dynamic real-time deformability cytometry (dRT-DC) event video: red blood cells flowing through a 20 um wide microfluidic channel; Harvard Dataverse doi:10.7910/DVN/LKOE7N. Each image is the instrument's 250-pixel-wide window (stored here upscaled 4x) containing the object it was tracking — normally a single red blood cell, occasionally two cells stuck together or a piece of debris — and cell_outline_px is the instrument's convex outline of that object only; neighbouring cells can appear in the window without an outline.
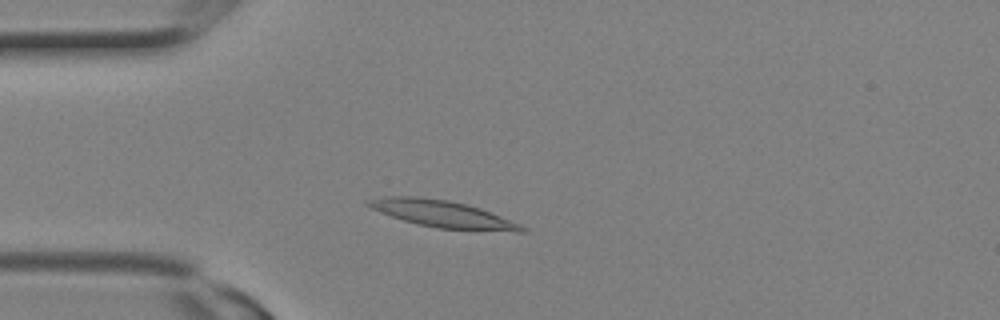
{"species": "Egyptian fruit bat (a non-hibernating species)", "species_latin": "Rousettus aegyptiacus", "temperature_condition": "room temperature", "stored_images_in_passage": 8, "camera_frame_rate_fps": 3000, "um_per_image_px": 0.085, "animal": {"sex": "female"}, "frame": {"image": 1, "passage_image": 4, "time_ms": 1.0, "image_size_px": [1000, 320], "cell_outline_px": [[528, 232], [516, 232], [436, 228], [416, 224], [392, 216], [372, 208], [364, 204], [364, 200], [384, 196], [420, 196], [448, 200], [468, 204], [480, 208], [520, 224], [528, 228]], "centroid_in_image_um": [37.63, 18.18], "position_along_channel_um": 47.4, "area_um2": 24.22}}
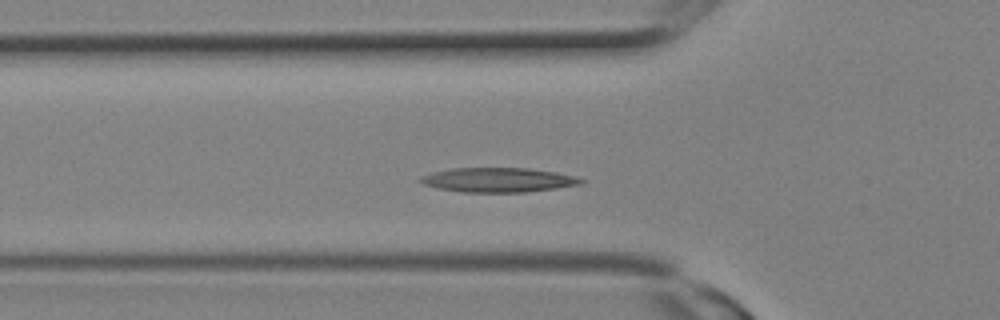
{"frame": {"image": 2, "passage_image": 6, "time_ms": 1.667, "image_size_px": [1000, 320], "cell_outline_px": [[588, 180], [580, 184], [556, 188], [524, 192], [460, 192], [440, 188], [424, 184], [416, 180], [420, 176], [432, 172], [452, 168], [528, 168], [556, 172]], "centroid_in_image_um": [42.32, 15.29], "position_along_channel_um": 83.5, "area_um2": 22.83}}
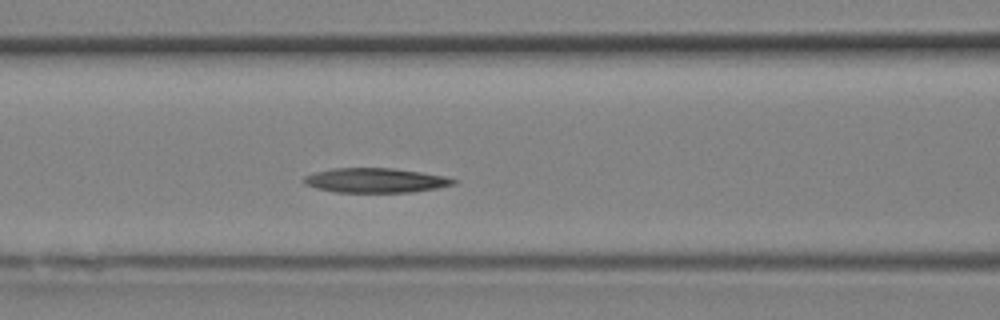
{"frame": {"image": 3, "passage_image": 8, "time_ms": 2.333, "image_size_px": [1000, 320], "cell_outline_px": [[456, 184], [436, 188], [408, 192], [336, 192], [316, 188], [304, 184], [304, 176], [316, 172], [332, 168], [392, 168], [420, 172], [444, 176], [456, 180]], "centroid_in_image_um": [31.89, 15.33], "position_along_channel_um": 134.7, "area_um2": 21.21}}